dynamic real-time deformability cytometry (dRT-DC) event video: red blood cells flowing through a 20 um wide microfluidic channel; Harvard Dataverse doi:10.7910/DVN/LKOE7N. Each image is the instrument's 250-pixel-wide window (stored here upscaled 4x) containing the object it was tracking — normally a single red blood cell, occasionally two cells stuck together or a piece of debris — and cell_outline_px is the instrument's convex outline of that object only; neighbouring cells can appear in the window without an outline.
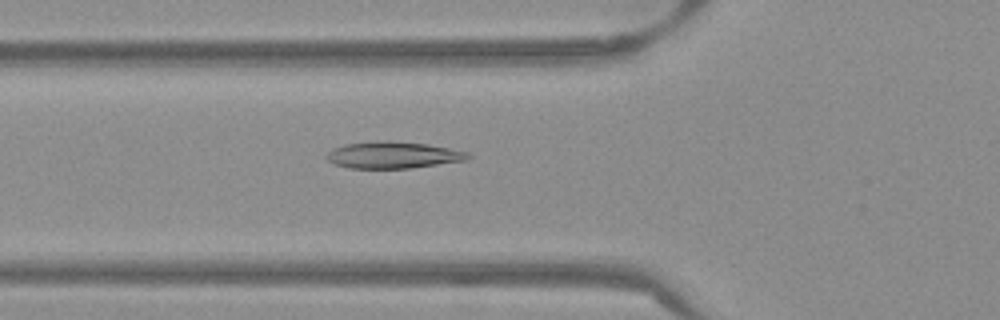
{"species": "Egyptian fruit bat (a non-hibernating species)", "species_latin": "Rousettus aegyptiacus", "temperature_condition": "warm", "stored_images_in_passage": 53, "camera_frame_rate_fps": 3000, "um_per_image_px": 0.085, "frame": {"image": 1, "passage_image": 19, "time_ms": 6.0, "image_size_px": [1000, 320], "cell_outline_px": [[472, 156], [468, 160], [412, 168], [348, 168], [332, 164], [324, 156], [332, 148], [344, 144], [380, 140], [388, 140], [428, 144], [468, 152]], "centroid_in_image_um": [33.38, 13.17], "position_along_channel_um": 92.4, "area_um2": 22.31}}
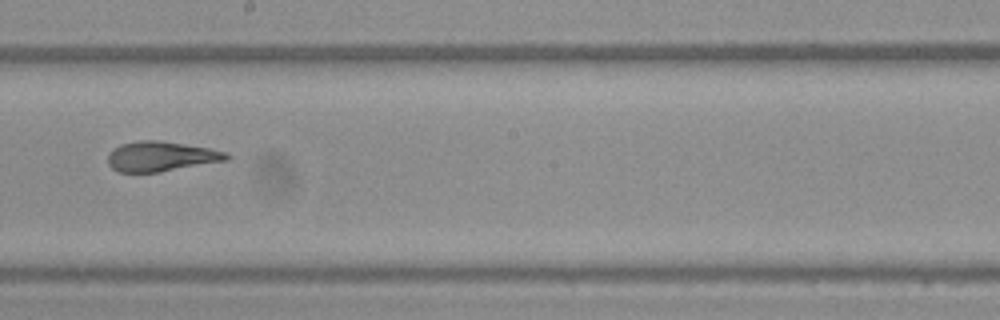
{"frame": {"image": 2, "passage_image": 30, "time_ms": 9.667, "image_size_px": [1000, 320], "cell_outline_px": [[232, 156], [228, 160], [160, 172], [120, 172], [112, 168], [108, 164], [108, 152], [120, 144], [140, 140], [160, 140], [208, 148], [228, 152]], "centroid_in_image_um": [13.7, 13.29], "position_along_channel_um": 234.5, "area_um2": 20.81}}
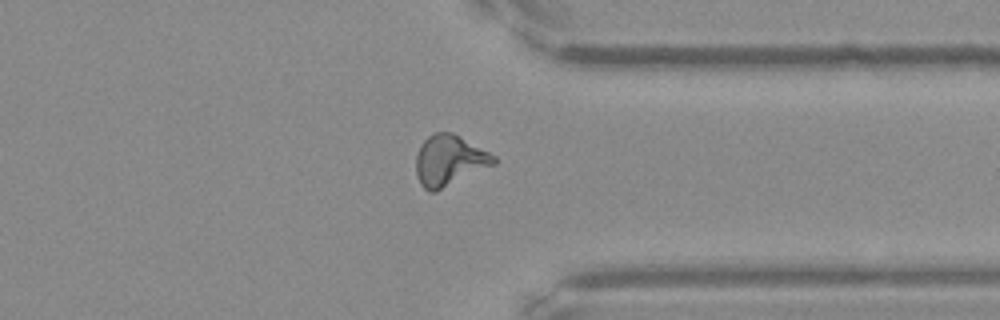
{"frame": {"image": 3, "passage_image": 41, "time_ms": 13.333, "image_size_px": [1000, 320], "cell_outline_px": [[496, 164], [436, 192], [428, 192], [420, 184], [416, 176], [416, 156], [420, 144], [428, 136], [436, 132], [452, 132], [460, 136], [496, 156]], "centroid_in_image_um": [38.18, 13.66], "position_along_channel_um": 373.2, "area_um2": 23.18}, "authors_computed_cell_mechanics": {"area_um2": 21.5594, "velocity_mm_per_s": 3.8595, "shape_relaxation_time_tau1_ms": null, "shape_relaxation_time_tau2_ms": 2.0132, "deformation_change_tau1": null, "deformation_change_tau2": 0.0844}}